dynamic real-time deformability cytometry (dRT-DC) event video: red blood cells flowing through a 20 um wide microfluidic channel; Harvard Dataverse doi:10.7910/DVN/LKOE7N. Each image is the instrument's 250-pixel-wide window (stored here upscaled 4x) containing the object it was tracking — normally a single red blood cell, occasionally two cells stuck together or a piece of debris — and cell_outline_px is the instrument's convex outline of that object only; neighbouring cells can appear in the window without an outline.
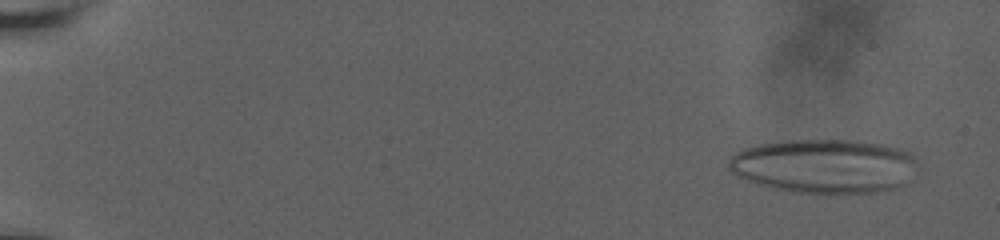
{"species": "human", "species_latin": "Homo sapiens", "temperature_condition": "room temperature", "stored_images_in_passage": 64, "camera_frame_rate_fps": 3000, "um_per_image_px": 0.085, "donor": {"sex": "male"}, "frame": {"image": 1, "passage_image": 5, "time_ms": 1.333, "image_size_px": [1000, 240], "cell_outline_px": [[916, 160], [908, 184], [896, 188], [876, 192], [836, 196], [792, 192], [776, 188], [736, 176], [728, 168], [728, 160], [736, 152], [760, 144], [784, 140], [860, 140], [900, 148], [908, 152]], "centroid_in_image_um": [70.11, 14.14], "position_along_channel_um": 14.9, "area_um2": 60.29}}
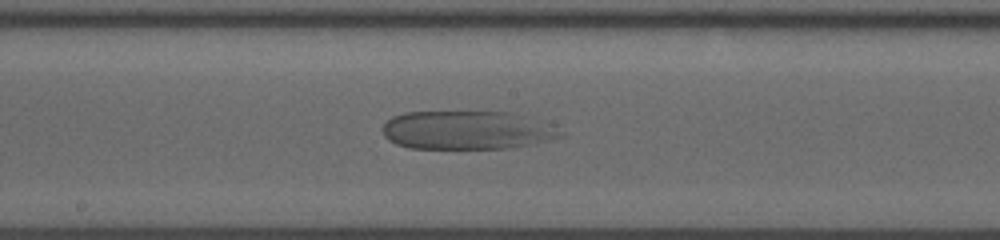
{"frame": {"image": 2, "passage_image": 37, "time_ms": 12.0, "image_size_px": [1000, 240], "cell_outline_px": [[564, 136], [528, 144], [504, 148], [408, 148], [396, 144], [388, 140], [384, 136], [380, 128], [392, 116], [404, 112], [508, 112], [556, 124], [564, 132]], "centroid_in_image_um": [39.69, 11.05], "position_along_channel_um": 208.5, "area_um2": 40.11}}
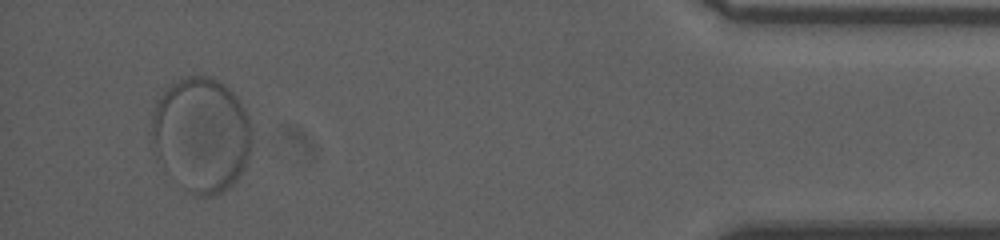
{"frame": {"image": 3, "passage_image": 60, "time_ms": 19.667, "image_size_px": [1000, 240], "cell_outline_px": [[252, 144], [244, 168], [236, 180], [228, 188], [216, 196], [196, 196], [188, 192], [184, 188], [156, 144], [152, 136], [152, 116], [156, 104], [168, 84], [180, 76], [212, 76], [220, 80], [240, 100], [248, 116], [252, 136]], "centroid_in_image_um": [17.2, 11.36], "position_along_channel_um": 418.0, "area_um2": 65.78}}